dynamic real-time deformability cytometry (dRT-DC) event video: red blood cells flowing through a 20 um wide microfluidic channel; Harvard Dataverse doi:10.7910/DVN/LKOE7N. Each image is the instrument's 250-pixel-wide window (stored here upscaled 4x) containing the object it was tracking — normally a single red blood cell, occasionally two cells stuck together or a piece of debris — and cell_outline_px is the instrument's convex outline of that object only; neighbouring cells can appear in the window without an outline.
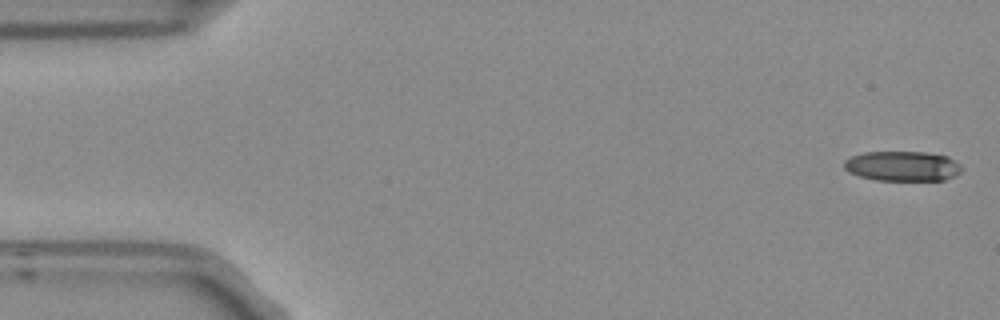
{"species": "Egyptian fruit bat (a non-hibernating species)", "species_latin": "Rousettus aegyptiacus", "temperature_condition": "room temperature", "stored_images_in_passage": 3, "camera_frame_rate_fps": 3000, "um_per_image_px": 0.085, "frame": {"image": 1, "passage_image": 1, "time_ms": 0.0, "image_size_px": [1000, 320], "cell_outline_px": [[960, 172], [956, 176], [944, 180], [876, 180], [860, 176], [848, 172], [844, 168], [844, 160], [852, 156], [864, 152], [928, 152], [948, 156], [960, 164]], "centroid_in_image_um": [76.71, 14.11], "position_along_channel_um": 8.3, "area_um2": 20.58}}